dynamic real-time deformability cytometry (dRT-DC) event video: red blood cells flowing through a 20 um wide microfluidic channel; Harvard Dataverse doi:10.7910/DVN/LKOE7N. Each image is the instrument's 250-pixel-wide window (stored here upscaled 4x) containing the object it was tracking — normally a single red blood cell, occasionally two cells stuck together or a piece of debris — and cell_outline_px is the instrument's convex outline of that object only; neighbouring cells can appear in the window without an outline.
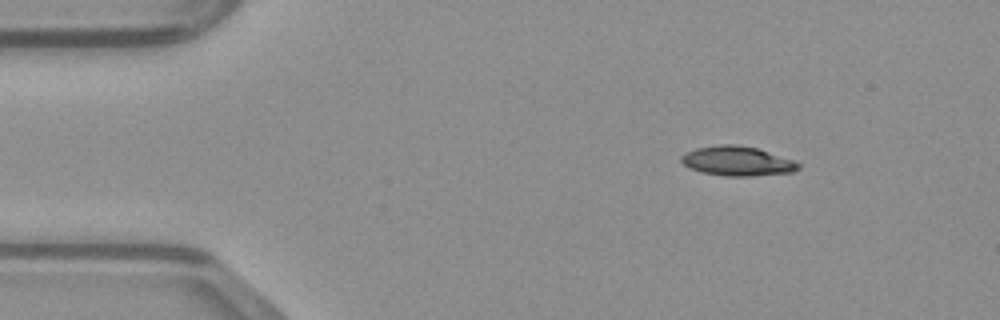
{"species": "common noctule bat (a hibernating species)", "species_latin": "Nyctalus noctula", "temperature_condition": "warm", "stored_images_in_passage": 43, "camera_frame_rate_fps": 3000, "um_per_image_px": 0.085, "animal": {"sex": "male", "body_mass_g": 23.1, "forearm_length_mm": 52.7}, "frame": {"image": 1, "passage_image": 1, "time_ms": 0.0, "image_size_px": [1000, 320], "cell_outline_px": [[800, 168], [792, 172], [752, 176], [728, 176], [704, 172], [688, 168], [680, 160], [680, 156], [684, 152], [696, 148], [720, 144], [736, 144], [756, 148], [796, 160], [800, 164]], "centroid_in_image_um": [62.67, 13.68], "position_along_channel_um": 22.3, "area_um2": 20.23}}
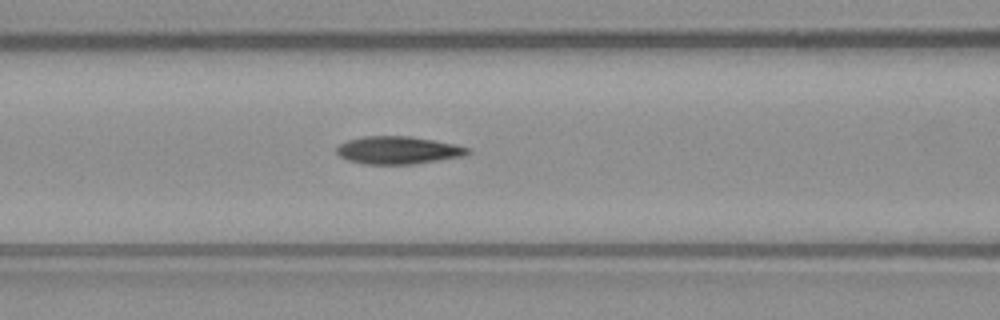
{"frame": {"image": 2, "passage_image": 14, "time_ms": 4.333, "image_size_px": [1000, 320], "cell_outline_px": [[472, 152], [464, 156], [412, 164], [364, 164], [348, 160], [340, 156], [336, 152], [336, 148], [340, 144], [348, 140], [364, 136], [408, 136], [456, 144], [468, 148]], "centroid_in_image_um": [33.83, 12.77], "position_along_channel_um": 132.8, "area_um2": 21.04}}
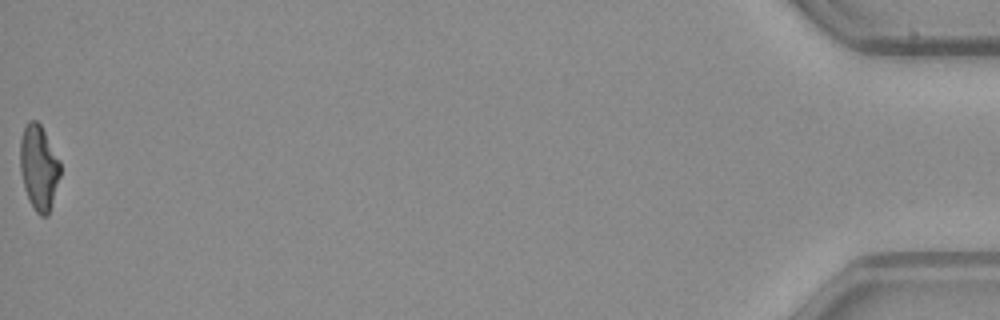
{"frame": {"image": 3, "passage_image": 43, "time_ms": 14.0, "image_size_px": [1000, 320], "cell_outline_px": [[60, 176], [48, 216], [40, 216], [36, 212], [28, 200], [24, 188], [20, 172], [20, 140], [24, 128], [28, 120], [36, 120], [40, 124], [60, 160]], "centroid_in_image_um": [3.29, 14.25], "position_along_channel_um": 431.9, "area_um2": 19.94}}